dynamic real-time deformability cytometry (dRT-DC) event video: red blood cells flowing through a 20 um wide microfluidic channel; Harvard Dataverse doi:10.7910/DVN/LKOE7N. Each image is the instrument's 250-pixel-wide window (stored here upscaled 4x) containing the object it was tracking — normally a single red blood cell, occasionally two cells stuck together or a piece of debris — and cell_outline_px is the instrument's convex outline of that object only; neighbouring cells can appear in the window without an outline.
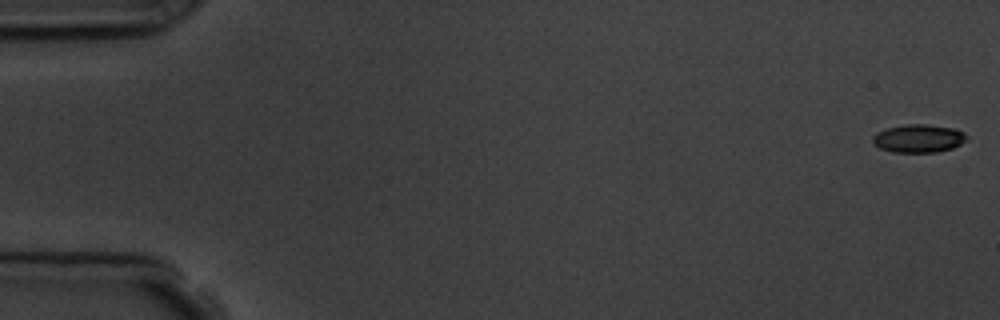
{"species": "common noctule bat (a hibernating species)", "species_latin": "Nyctalus noctula", "temperature_condition": "room temperature", "stored_images_in_passage": 6, "camera_frame_rate_fps": 3000, "um_per_image_px": 0.085, "animal": {"sex": "male", "body_mass_g": 19.5, "forearm_length_mm": 54.6}, "frame": {"image": 1, "passage_image": 1, "time_ms": 0.0, "image_size_px": [1000, 320], "cell_outline_px": [[968, 140], [952, 148], [936, 152], [892, 152], [880, 148], [872, 140], [872, 136], [876, 132], [888, 128], [904, 124], [928, 124], [952, 128], [964, 132], [968, 136]], "centroid_in_image_um": [78.09, 11.76], "position_along_channel_um": 6.9, "area_um2": 15.43}}
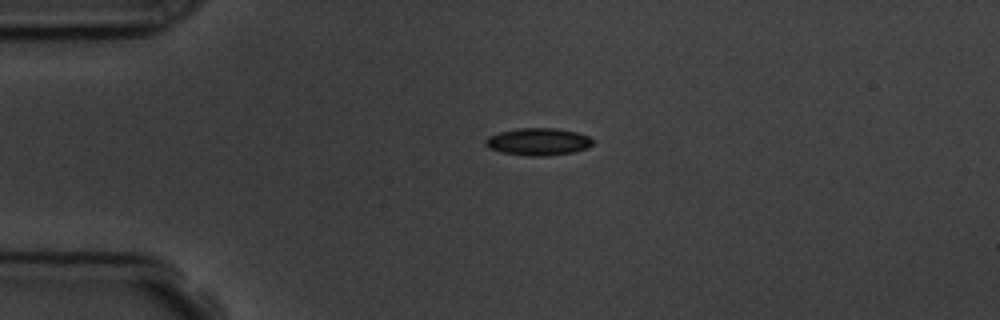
{"frame": {"image": 2, "passage_image": 4, "time_ms": 4.0, "image_size_px": [1000, 320], "cell_outline_px": [[592, 144], [588, 148], [572, 152], [544, 156], [528, 156], [500, 152], [488, 148], [484, 144], [484, 140], [488, 136], [500, 132], [516, 128], [556, 128], [576, 132], [588, 136], [592, 140]], "centroid_in_image_um": [45.7, 12.04], "position_along_channel_um": 39.3, "area_um2": 17.11}}